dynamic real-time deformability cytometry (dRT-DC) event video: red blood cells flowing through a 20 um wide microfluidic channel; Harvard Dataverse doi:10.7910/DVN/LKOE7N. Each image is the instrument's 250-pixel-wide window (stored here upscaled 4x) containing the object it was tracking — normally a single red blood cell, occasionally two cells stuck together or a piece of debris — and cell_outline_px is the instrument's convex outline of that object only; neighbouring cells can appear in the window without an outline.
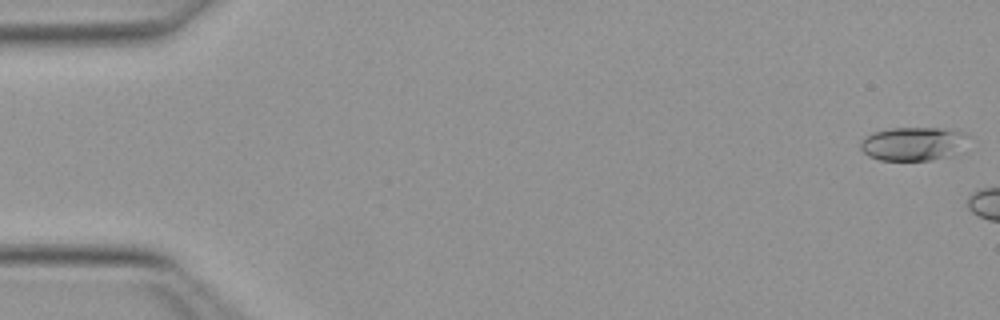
{"species": "Egyptian fruit bat (a non-hibernating species)", "species_latin": "Rousettus aegyptiacus", "temperature_condition": "warm", "stored_images_in_passage": 8, "camera_frame_rate_fps": 3000, "um_per_image_px": 0.085, "animal": {"sex": "female"}, "frame": {"image": 1, "passage_image": 1, "time_ms": 0.0, "image_size_px": [1000, 320], "cell_outline_px": [[960, 136], [944, 156], [928, 160], [880, 160], [868, 156], [860, 148], [860, 144], [872, 132], [888, 128], [940, 128], [960, 132]], "centroid_in_image_um": [77.28, 12.21], "position_along_channel_um": 7.7, "area_um2": 19.25}}